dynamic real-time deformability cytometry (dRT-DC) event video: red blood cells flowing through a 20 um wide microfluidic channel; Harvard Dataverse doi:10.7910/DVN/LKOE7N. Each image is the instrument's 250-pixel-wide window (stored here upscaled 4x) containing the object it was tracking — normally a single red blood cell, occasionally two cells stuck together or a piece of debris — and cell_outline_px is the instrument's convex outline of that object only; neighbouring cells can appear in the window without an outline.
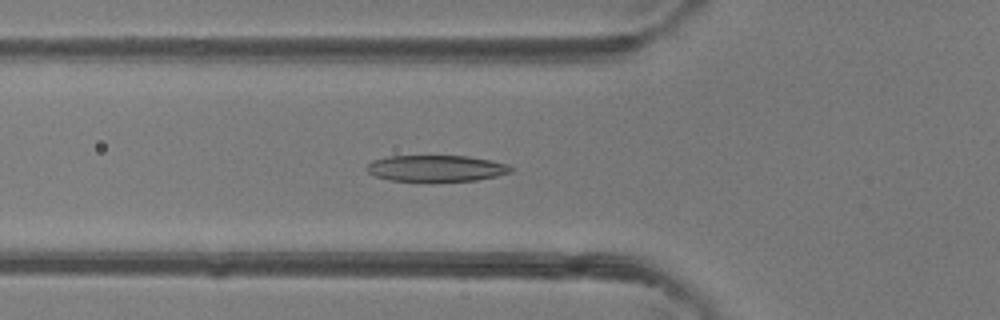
{"species": "common noctule bat (a hibernating species)", "species_latin": "Nyctalus noctula", "temperature_condition": "room temperature", "stored_images_in_passage": 47, "camera_frame_rate_fps": 3000, "um_per_image_px": 0.085, "animal": {"sex": "female"}, "frame": {"image": 1, "passage_image": 17, "time_ms": 5.333, "image_size_px": [1000, 320], "cell_outline_px": [[512, 172], [496, 176], [476, 180], [392, 180], [376, 176], [368, 172], [364, 168], [372, 160], [388, 156], [468, 156], [508, 164], [512, 168]], "centroid_in_image_um": [37.06, 14.29], "position_along_channel_um": 88.7, "area_um2": 21.68}}
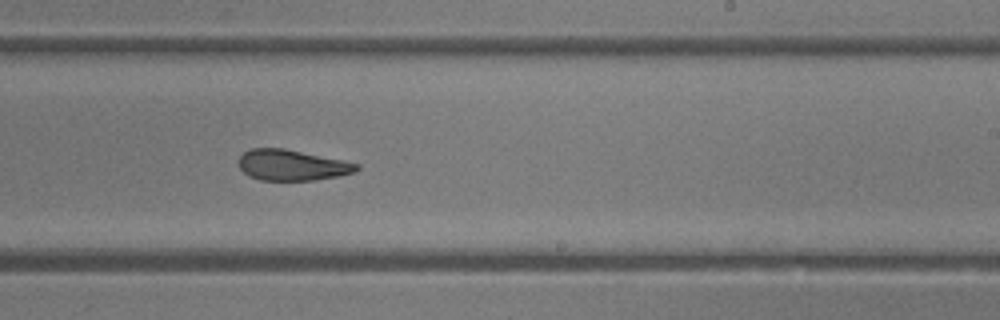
{"frame": {"image": 2, "passage_image": 29, "time_ms": 9.333, "image_size_px": [1000, 320], "cell_outline_px": [[360, 168], [356, 172], [340, 176], [316, 180], [260, 180], [248, 176], [240, 168], [240, 156], [244, 152], [252, 148], [284, 148], [344, 160], [360, 164]], "centroid_in_image_um": [24.87, 14.04], "position_along_channel_um": 264.1, "area_um2": 21.27}}
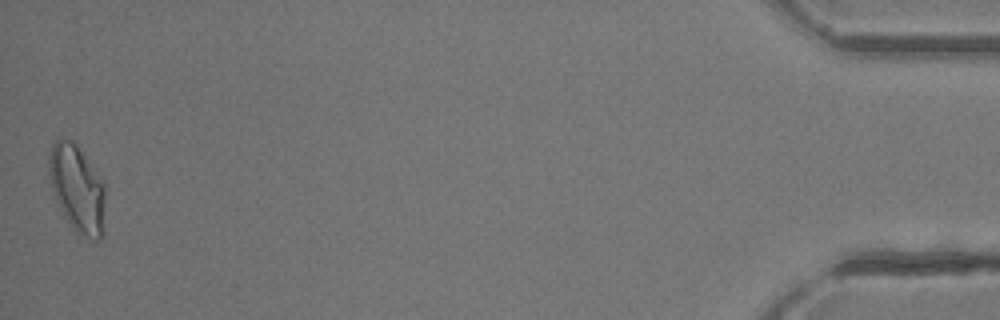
{"frame": {"image": 3, "passage_image": 47, "time_ms": 15.333, "image_size_px": [1000, 320], "cell_outline_px": [[104, 232], [100, 240], [92, 240], [76, 232], [68, 220], [56, 200], [52, 188], [48, 168], [48, 152], [52, 144], [60, 136], [64, 136], [72, 140], [76, 144], [104, 184]], "centroid_in_image_um": [6.55, 16.01], "position_along_channel_um": 428.7, "area_um2": 28.44}, "authors_computed_cell_mechanics": {"area_um2": 23.12, "velocity_mm_per_s": 4.371, "shape_relaxation_time_tau1_ms": 6.9465, "shape_relaxation_time_tau2_ms": 2.3999, "deformation_change_tau1": 0.2219, "deformation_change_tau2": 0.108}}